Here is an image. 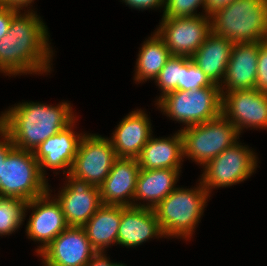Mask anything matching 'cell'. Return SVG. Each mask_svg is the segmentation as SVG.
<instances>
[{"instance_id":"1","label":"cell","mask_w":267,"mask_h":266,"mask_svg":"<svg viewBox=\"0 0 267 266\" xmlns=\"http://www.w3.org/2000/svg\"><path fill=\"white\" fill-rule=\"evenodd\" d=\"M48 27L35 11H18L0 40V72L5 76L47 74L54 51Z\"/></svg>"},{"instance_id":"2","label":"cell","mask_w":267,"mask_h":266,"mask_svg":"<svg viewBox=\"0 0 267 266\" xmlns=\"http://www.w3.org/2000/svg\"><path fill=\"white\" fill-rule=\"evenodd\" d=\"M72 108L65 100L55 106L26 101L1 112L0 126L9 134L13 147L34 151L77 118Z\"/></svg>"},{"instance_id":"3","label":"cell","mask_w":267,"mask_h":266,"mask_svg":"<svg viewBox=\"0 0 267 266\" xmlns=\"http://www.w3.org/2000/svg\"><path fill=\"white\" fill-rule=\"evenodd\" d=\"M194 188L178 187L160 201L154 212L164 238L190 240L211 196L199 180Z\"/></svg>"},{"instance_id":"4","label":"cell","mask_w":267,"mask_h":266,"mask_svg":"<svg viewBox=\"0 0 267 266\" xmlns=\"http://www.w3.org/2000/svg\"><path fill=\"white\" fill-rule=\"evenodd\" d=\"M210 17L212 32L233 43L267 40V0H234Z\"/></svg>"},{"instance_id":"5","label":"cell","mask_w":267,"mask_h":266,"mask_svg":"<svg viewBox=\"0 0 267 266\" xmlns=\"http://www.w3.org/2000/svg\"><path fill=\"white\" fill-rule=\"evenodd\" d=\"M46 178L33 151L12 147L2 165L0 197H16L27 202L33 200L49 190Z\"/></svg>"},{"instance_id":"6","label":"cell","mask_w":267,"mask_h":266,"mask_svg":"<svg viewBox=\"0 0 267 266\" xmlns=\"http://www.w3.org/2000/svg\"><path fill=\"white\" fill-rule=\"evenodd\" d=\"M164 115L184 123L185 127L201 124L222 114L220 87H204L191 91L174 90L156 101Z\"/></svg>"},{"instance_id":"7","label":"cell","mask_w":267,"mask_h":266,"mask_svg":"<svg viewBox=\"0 0 267 266\" xmlns=\"http://www.w3.org/2000/svg\"><path fill=\"white\" fill-rule=\"evenodd\" d=\"M182 128L179 131L184 158L202 167L240 139L236 127L222 114L207 122Z\"/></svg>"},{"instance_id":"8","label":"cell","mask_w":267,"mask_h":266,"mask_svg":"<svg viewBox=\"0 0 267 266\" xmlns=\"http://www.w3.org/2000/svg\"><path fill=\"white\" fill-rule=\"evenodd\" d=\"M238 140L209 161L200 181L211 195L212 189L230 187L250 178L258 167V157L252 148Z\"/></svg>"},{"instance_id":"9","label":"cell","mask_w":267,"mask_h":266,"mask_svg":"<svg viewBox=\"0 0 267 266\" xmlns=\"http://www.w3.org/2000/svg\"><path fill=\"white\" fill-rule=\"evenodd\" d=\"M117 158L108 137L85 133L78 146L70 174L99 187L110 173Z\"/></svg>"},{"instance_id":"10","label":"cell","mask_w":267,"mask_h":266,"mask_svg":"<svg viewBox=\"0 0 267 266\" xmlns=\"http://www.w3.org/2000/svg\"><path fill=\"white\" fill-rule=\"evenodd\" d=\"M156 33L164 40L172 56L191 58L212 32L211 17L161 18Z\"/></svg>"},{"instance_id":"11","label":"cell","mask_w":267,"mask_h":266,"mask_svg":"<svg viewBox=\"0 0 267 266\" xmlns=\"http://www.w3.org/2000/svg\"><path fill=\"white\" fill-rule=\"evenodd\" d=\"M50 187L43 195L28 201L25 209V212L32 210L26 225V235L34 242H41L35 249L37 256L69 226L59 201L55 196L52 197Z\"/></svg>"},{"instance_id":"12","label":"cell","mask_w":267,"mask_h":266,"mask_svg":"<svg viewBox=\"0 0 267 266\" xmlns=\"http://www.w3.org/2000/svg\"><path fill=\"white\" fill-rule=\"evenodd\" d=\"M222 115L240 135L245 128L267 129V93L256 89L225 92L222 95Z\"/></svg>"},{"instance_id":"13","label":"cell","mask_w":267,"mask_h":266,"mask_svg":"<svg viewBox=\"0 0 267 266\" xmlns=\"http://www.w3.org/2000/svg\"><path fill=\"white\" fill-rule=\"evenodd\" d=\"M61 191L55 197L59 201L69 226H83L102 206L99 187L78 179L70 173Z\"/></svg>"},{"instance_id":"14","label":"cell","mask_w":267,"mask_h":266,"mask_svg":"<svg viewBox=\"0 0 267 266\" xmlns=\"http://www.w3.org/2000/svg\"><path fill=\"white\" fill-rule=\"evenodd\" d=\"M96 253L82 226H68L38 256L43 266H85Z\"/></svg>"},{"instance_id":"15","label":"cell","mask_w":267,"mask_h":266,"mask_svg":"<svg viewBox=\"0 0 267 266\" xmlns=\"http://www.w3.org/2000/svg\"><path fill=\"white\" fill-rule=\"evenodd\" d=\"M77 120L46 139L33 151L44 176L47 174L46 168L56 171L63 169V174L70 173L81 138L85 134L74 131Z\"/></svg>"},{"instance_id":"16","label":"cell","mask_w":267,"mask_h":266,"mask_svg":"<svg viewBox=\"0 0 267 266\" xmlns=\"http://www.w3.org/2000/svg\"><path fill=\"white\" fill-rule=\"evenodd\" d=\"M139 171L136 158L118 157L99 186L102 205L133 206Z\"/></svg>"},{"instance_id":"17","label":"cell","mask_w":267,"mask_h":266,"mask_svg":"<svg viewBox=\"0 0 267 266\" xmlns=\"http://www.w3.org/2000/svg\"><path fill=\"white\" fill-rule=\"evenodd\" d=\"M259 41L234 43L222 83L221 94L255 89Z\"/></svg>"},{"instance_id":"18","label":"cell","mask_w":267,"mask_h":266,"mask_svg":"<svg viewBox=\"0 0 267 266\" xmlns=\"http://www.w3.org/2000/svg\"><path fill=\"white\" fill-rule=\"evenodd\" d=\"M151 119L144 110L129 112L117 124L112 136V142L117 157L137 158L142 148L153 135Z\"/></svg>"},{"instance_id":"19","label":"cell","mask_w":267,"mask_h":266,"mask_svg":"<svg viewBox=\"0 0 267 266\" xmlns=\"http://www.w3.org/2000/svg\"><path fill=\"white\" fill-rule=\"evenodd\" d=\"M163 238L164 235L153 209L121 206L117 244L126 248L140 246L151 238Z\"/></svg>"},{"instance_id":"20","label":"cell","mask_w":267,"mask_h":266,"mask_svg":"<svg viewBox=\"0 0 267 266\" xmlns=\"http://www.w3.org/2000/svg\"><path fill=\"white\" fill-rule=\"evenodd\" d=\"M180 175V169H140L133 207L154 209L160 201L177 188L176 184Z\"/></svg>"},{"instance_id":"21","label":"cell","mask_w":267,"mask_h":266,"mask_svg":"<svg viewBox=\"0 0 267 266\" xmlns=\"http://www.w3.org/2000/svg\"><path fill=\"white\" fill-rule=\"evenodd\" d=\"M136 159L140 169H181L184 156L180 131L166 138L151 135Z\"/></svg>"},{"instance_id":"22","label":"cell","mask_w":267,"mask_h":266,"mask_svg":"<svg viewBox=\"0 0 267 266\" xmlns=\"http://www.w3.org/2000/svg\"><path fill=\"white\" fill-rule=\"evenodd\" d=\"M234 43L211 32L191 57L193 62L217 85L223 81Z\"/></svg>"},{"instance_id":"23","label":"cell","mask_w":267,"mask_h":266,"mask_svg":"<svg viewBox=\"0 0 267 266\" xmlns=\"http://www.w3.org/2000/svg\"><path fill=\"white\" fill-rule=\"evenodd\" d=\"M121 221V206L102 205L82 227L97 252L113 244L117 245V235Z\"/></svg>"},{"instance_id":"24","label":"cell","mask_w":267,"mask_h":266,"mask_svg":"<svg viewBox=\"0 0 267 266\" xmlns=\"http://www.w3.org/2000/svg\"><path fill=\"white\" fill-rule=\"evenodd\" d=\"M139 48L136 59L134 81L136 83L155 80L166 61L172 56L164 40L155 32Z\"/></svg>"},{"instance_id":"25","label":"cell","mask_w":267,"mask_h":266,"mask_svg":"<svg viewBox=\"0 0 267 266\" xmlns=\"http://www.w3.org/2000/svg\"><path fill=\"white\" fill-rule=\"evenodd\" d=\"M26 205L23 199L0 197V236H9L23 225Z\"/></svg>"},{"instance_id":"26","label":"cell","mask_w":267,"mask_h":266,"mask_svg":"<svg viewBox=\"0 0 267 266\" xmlns=\"http://www.w3.org/2000/svg\"><path fill=\"white\" fill-rule=\"evenodd\" d=\"M181 76L182 56H171L154 81L161 92L157 101L171 91L181 90Z\"/></svg>"},{"instance_id":"27","label":"cell","mask_w":267,"mask_h":266,"mask_svg":"<svg viewBox=\"0 0 267 266\" xmlns=\"http://www.w3.org/2000/svg\"><path fill=\"white\" fill-rule=\"evenodd\" d=\"M204 87H219L189 57L182 56L181 90L191 91Z\"/></svg>"},{"instance_id":"28","label":"cell","mask_w":267,"mask_h":266,"mask_svg":"<svg viewBox=\"0 0 267 266\" xmlns=\"http://www.w3.org/2000/svg\"><path fill=\"white\" fill-rule=\"evenodd\" d=\"M203 8L205 13V0H165L162 18L195 17L204 13H197V8Z\"/></svg>"},{"instance_id":"29","label":"cell","mask_w":267,"mask_h":266,"mask_svg":"<svg viewBox=\"0 0 267 266\" xmlns=\"http://www.w3.org/2000/svg\"><path fill=\"white\" fill-rule=\"evenodd\" d=\"M255 89L267 93V40L259 41Z\"/></svg>"},{"instance_id":"30","label":"cell","mask_w":267,"mask_h":266,"mask_svg":"<svg viewBox=\"0 0 267 266\" xmlns=\"http://www.w3.org/2000/svg\"><path fill=\"white\" fill-rule=\"evenodd\" d=\"M122 2L125 3V5H128L132 9H137V10H147V9H154L159 7L164 11V4L165 0H122Z\"/></svg>"},{"instance_id":"31","label":"cell","mask_w":267,"mask_h":266,"mask_svg":"<svg viewBox=\"0 0 267 266\" xmlns=\"http://www.w3.org/2000/svg\"><path fill=\"white\" fill-rule=\"evenodd\" d=\"M17 12L15 9L0 6V40L9 31L11 20Z\"/></svg>"},{"instance_id":"32","label":"cell","mask_w":267,"mask_h":266,"mask_svg":"<svg viewBox=\"0 0 267 266\" xmlns=\"http://www.w3.org/2000/svg\"><path fill=\"white\" fill-rule=\"evenodd\" d=\"M13 147V142L9 134L0 126V178L4 158L8 151Z\"/></svg>"},{"instance_id":"33","label":"cell","mask_w":267,"mask_h":266,"mask_svg":"<svg viewBox=\"0 0 267 266\" xmlns=\"http://www.w3.org/2000/svg\"><path fill=\"white\" fill-rule=\"evenodd\" d=\"M85 266H127L120 262H111L105 252H97Z\"/></svg>"},{"instance_id":"34","label":"cell","mask_w":267,"mask_h":266,"mask_svg":"<svg viewBox=\"0 0 267 266\" xmlns=\"http://www.w3.org/2000/svg\"><path fill=\"white\" fill-rule=\"evenodd\" d=\"M34 2V0H0V6L8 7L15 9L17 11H23L24 7L27 8L26 11H32V9H29L33 7L31 4ZM29 6V8H28Z\"/></svg>"},{"instance_id":"35","label":"cell","mask_w":267,"mask_h":266,"mask_svg":"<svg viewBox=\"0 0 267 266\" xmlns=\"http://www.w3.org/2000/svg\"><path fill=\"white\" fill-rule=\"evenodd\" d=\"M234 0H205V14L211 15L217 9L229 5Z\"/></svg>"}]
</instances>
